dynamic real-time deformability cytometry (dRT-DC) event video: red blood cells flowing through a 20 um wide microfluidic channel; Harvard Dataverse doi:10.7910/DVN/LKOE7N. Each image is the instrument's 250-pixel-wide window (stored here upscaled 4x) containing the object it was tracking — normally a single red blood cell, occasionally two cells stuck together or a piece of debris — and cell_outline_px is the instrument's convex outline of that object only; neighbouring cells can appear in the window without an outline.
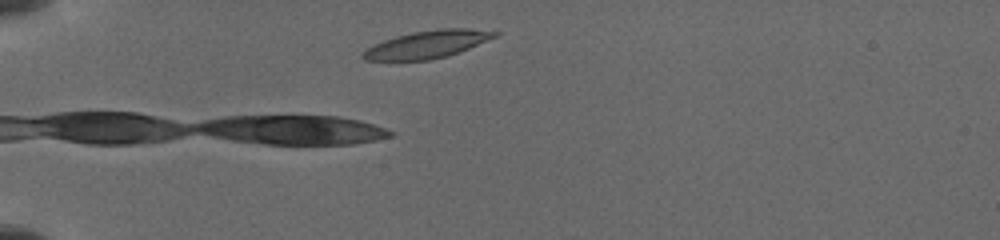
{"species": "common noctule bat (a hibernating species)", "species_latin": "Nyctalus noctula", "temperature_condition": "cold", "stored_images_in_passage": 26, "camera_frame_rate_fps": 3000, "um_per_image_px": 0.085, "animal": {"sex": "female", "body_mass_g": 19.5, "forearm_length_mm": 54.1}, "frame": {"image": 1, "passage_image": 1, "time_ms": 0.0, "image_size_px": [1000, 240], "cell_outline_px": [[500, 32], [496, 36], [468, 48], [444, 56], [428, 60], [364, 60], [360, 56], [360, 52], [372, 44], [396, 36], [412, 32], [440, 28], [468, 28]], "centroid_in_image_um": [36.23, 3.76], "position_along_channel_um": 48.8, "area_um2": 20.92}}